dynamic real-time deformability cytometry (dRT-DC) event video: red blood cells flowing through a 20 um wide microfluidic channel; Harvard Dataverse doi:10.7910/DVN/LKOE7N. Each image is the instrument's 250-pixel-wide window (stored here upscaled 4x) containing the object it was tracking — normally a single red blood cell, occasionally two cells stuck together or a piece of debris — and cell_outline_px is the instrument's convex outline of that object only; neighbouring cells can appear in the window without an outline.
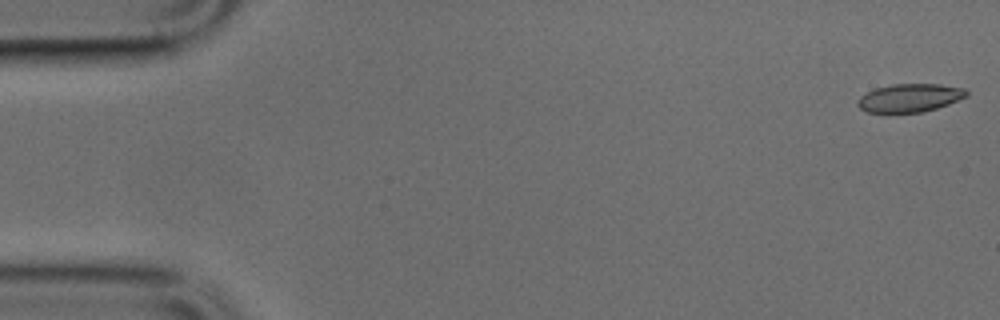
{"species": "common noctule bat (a hibernating species)", "species_latin": "Nyctalus noctula", "temperature_condition": "cold", "stored_images_in_passage": 8, "camera_frame_rate_fps": 3000, "um_per_image_px": 0.085, "animal": {"sex": "male", "body_mass_g": 17.9, "forearm_length_mm": 54.2}, "frame": {"image": 1, "passage_image": 1, "time_ms": 0.0, "image_size_px": [1000, 320], "cell_outline_px": [[968, 96], [948, 104], [936, 108], [920, 112], [868, 112], [860, 108], [856, 104], [860, 96], [876, 88], [892, 84], [940, 84], [964, 88], [968, 92]], "centroid_in_image_um": [77.34, 8.31], "position_along_channel_um": 7.7, "area_um2": 17.74}}